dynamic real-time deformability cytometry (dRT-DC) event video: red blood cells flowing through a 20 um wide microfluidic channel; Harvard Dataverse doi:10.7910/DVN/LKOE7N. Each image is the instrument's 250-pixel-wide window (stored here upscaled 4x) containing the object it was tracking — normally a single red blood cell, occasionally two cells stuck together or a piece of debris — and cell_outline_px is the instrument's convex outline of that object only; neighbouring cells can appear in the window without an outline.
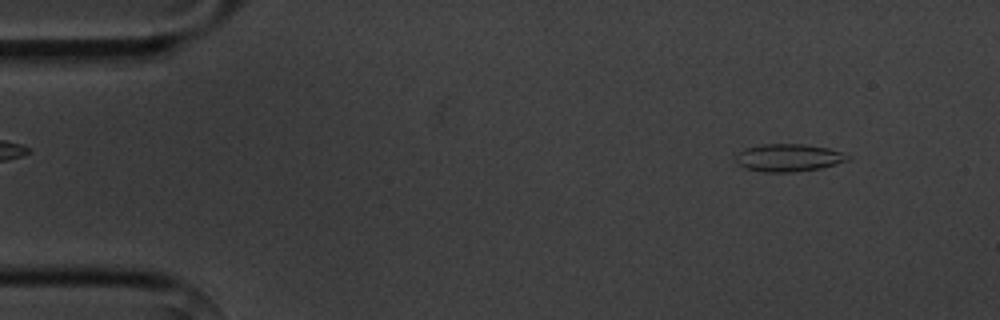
{"species": "common noctule bat (a hibernating species)", "species_latin": "Nyctalus noctula", "temperature_condition": "cold", "stored_images_in_passage": 3, "camera_frame_rate_fps": 3000, "um_per_image_px": 0.085, "animal": {"sex": "male", "body_mass_g": 20.1, "forearm_length_mm": 53.5}, "frame": {"image": 1, "passage_image": 1, "time_ms": 0.0, "image_size_px": [1000, 320], "cell_outline_px": [[852, 156], [848, 160], [836, 164], [820, 168], [792, 172], [760, 172], [744, 168], [736, 160], [736, 152], [744, 148], [760, 144], [804, 144], [828, 148]], "centroid_in_image_um": [66.99, 13.4], "position_along_channel_um": 18.0, "area_um2": 18.09}}
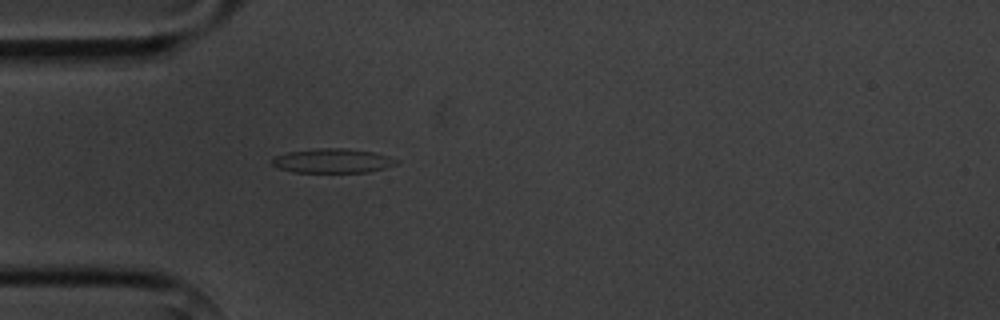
{"frame": {"image": 2, "passage_image": 3, "time_ms": 3.333, "image_size_px": [1000, 320], "cell_outline_px": [[400, 160], [396, 164], [384, 168], [368, 172], [292, 172], [280, 168], [272, 164], [272, 156], [288, 152], [316, 148], [344, 148], [372, 152], [388, 156]], "centroid_in_image_um": [28.25, 13.66], "position_along_channel_um": 56.7, "area_um2": 17.57}}